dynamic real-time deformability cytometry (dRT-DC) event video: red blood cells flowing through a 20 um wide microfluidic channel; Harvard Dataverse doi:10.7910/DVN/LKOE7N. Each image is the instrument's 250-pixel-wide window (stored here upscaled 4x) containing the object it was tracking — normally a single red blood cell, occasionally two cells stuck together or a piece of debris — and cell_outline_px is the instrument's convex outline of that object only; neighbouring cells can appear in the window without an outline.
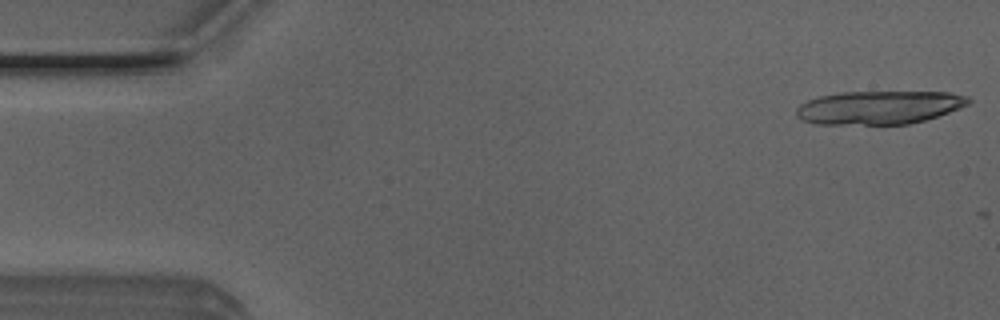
{"species": "Egyptian fruit bat (a non-hibernating species)", "species_latin": "Rousettus aegyptiacus", "temperature_condition": "room temperature", "stored_images_in_passage": 4, "camera_frame_rate_fps": 3000, "um_per_image_px": 0.085, "animal": {"sex": "male"}, "frame": {"image": 1, "passage_image": 1, "time_ms": 0.0, "image_size_px": [1000, 320], "cell_outline_px": [[972, 100], [968, 104], [960, 108], [924, 120], [908, 124], [816, 124], [800, 120], [796, 116], [796, 108], [800, 104], [808, 100], [820, 96], [840, 92], [948, 92], [968, 96]], "centroid_in_image_um": [74.69, 9.13], "position_along_channel_um": 10.3, "area_um2": 33.52}}